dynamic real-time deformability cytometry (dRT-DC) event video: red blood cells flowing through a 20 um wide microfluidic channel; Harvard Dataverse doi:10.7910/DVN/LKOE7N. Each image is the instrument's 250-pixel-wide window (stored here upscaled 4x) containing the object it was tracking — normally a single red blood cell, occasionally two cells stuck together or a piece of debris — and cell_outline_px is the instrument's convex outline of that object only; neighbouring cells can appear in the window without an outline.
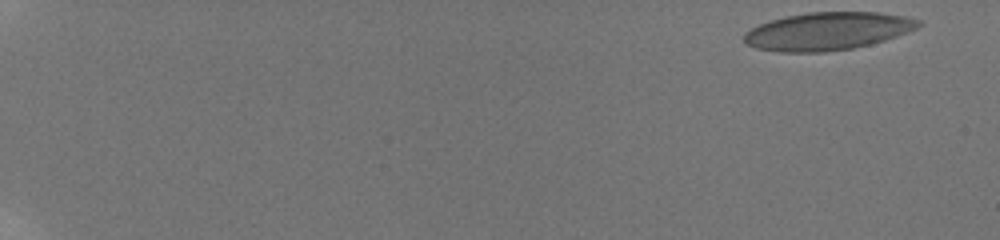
{"species": "human", "species_latin": "Homo sapiens", "temperature_condition": "room temperature", "stored_images_in_passage": 52, "camera_frame_rate_fps": 3000, "um_per_image_px": 0.085, "donor": {"sex": "male"}, "frame": {"image": 1, "passage_image": 1, "time_ms": 0.0, "image_size_px": [1000, 240], "cell_outline_px": [[924, 24], [908, 32], [884, 40], [852, 48], [824, 52], [784, 52], [756, 48], [744, 44], [744, 32], [760, 24], [772, 20], [788, 16], [808, 12], [876, 12], [904, 16], [920, 20]], "centroid_in_image_um": [70.34, 2.65], "position_along_channel_um": 14.7, "area_um2": 38.21}}
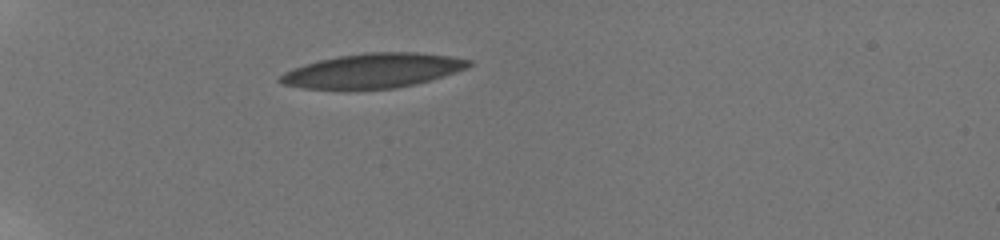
{"frame": {"image": 2, "passage_image": 23, "time_ms": 5.667, "image_size_px": [1000, 240], "cell_outline_px": [[472, 64], [468, 68], [416, 84], [396, 88], [344, 92], [300, 88], [280, 84], [276, 80], [284, 72], [292, 68], [304, 64], [320, 60], [340, 56], [364, 52], [416, 52], [452, 56], [472, 60]], "centroid_in_image_um": [31.62, 6.05], "position_along_channel_um": 53.4, "area_um2": 39.07}}
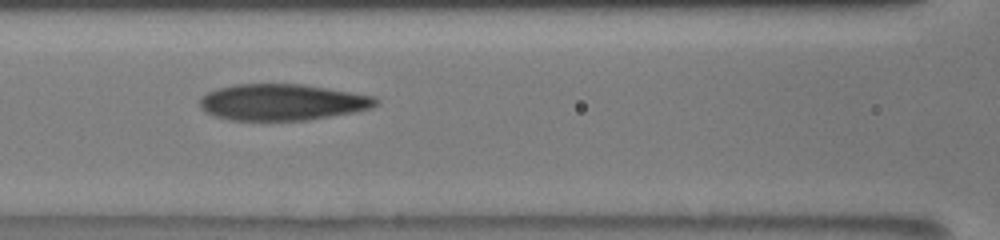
{"frame": {"image": 3, "passage_image": 44, "time_ms": 9.0, "image_size_px": [1000, 240], "cell_outline_px": [[380, 104], [372, 108], [356, 112], [308, 120], [228, 120], [204, 112], [200, 104], [200, 100], [208, 92], [216, 88], [232, 84], [300, 84], [376, 96], [380, 100]], "centroid_in_image_um": [24.03, 8.69], "position_along_channel_um": 142.6, "area_um2": 37.45}}